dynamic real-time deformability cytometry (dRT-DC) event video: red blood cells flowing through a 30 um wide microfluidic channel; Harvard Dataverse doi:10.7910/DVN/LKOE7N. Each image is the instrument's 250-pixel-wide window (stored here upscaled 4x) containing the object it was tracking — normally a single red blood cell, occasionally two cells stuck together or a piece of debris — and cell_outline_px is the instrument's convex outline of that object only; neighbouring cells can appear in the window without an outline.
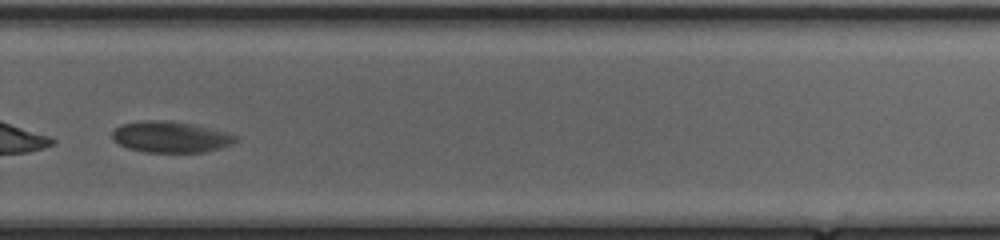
{"species": "common noctule bat (a hibernating species)", "species_latin": "Nyctalus noctula", "temperature_condition": "cold", "stored_images_in_passage": 37, "camera_frame_rate_fps": 3000, "um_per_image_px": 0.085, "animal": {"sex": "female", "body_mass_g": 20.0, "forearm_length_mm": 54.0}, "frame": {"image": 1, "passage_image": 22, "time_ms": 7.0, "image_size_px": [1000, 240], "cell_outline_px": [[240, 136], [236, 140], [220, 148], [204, 152], [144, 152], [128, 148], [112, 140], [112, 132], [120, 124], [140, 120], [172, 120], [192, 124], [228, 132]], "centroid_in_image_um": [14.47, 11.62], "position_along_channel_um": 315.3, "area_um2": 22.54}}
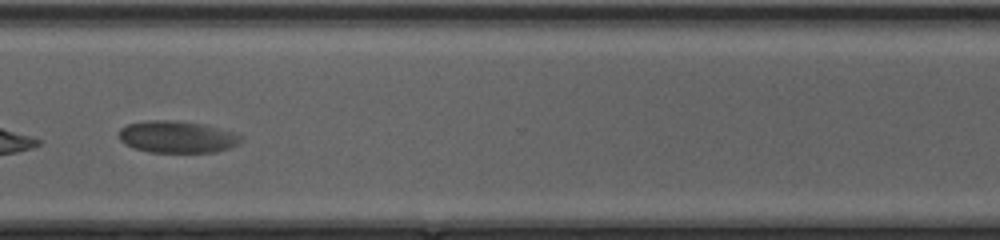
{"frame": {"image": 2, "passage_image": 25, "time_ms": 8.0, "image_size_px": [1000, 240], "cell_outline_px": [[244, 140], [228, 148], [216, 152], [148, 152], [124, 144], [120, 140], [120, 128], [128, 124], [148, 120], [172, 120], [200, 124], [244, 136]], "centroid_in_image_um": [15.03, 11.64], "position_along_channel_um": 355.6, "area_um2": 22.37}}